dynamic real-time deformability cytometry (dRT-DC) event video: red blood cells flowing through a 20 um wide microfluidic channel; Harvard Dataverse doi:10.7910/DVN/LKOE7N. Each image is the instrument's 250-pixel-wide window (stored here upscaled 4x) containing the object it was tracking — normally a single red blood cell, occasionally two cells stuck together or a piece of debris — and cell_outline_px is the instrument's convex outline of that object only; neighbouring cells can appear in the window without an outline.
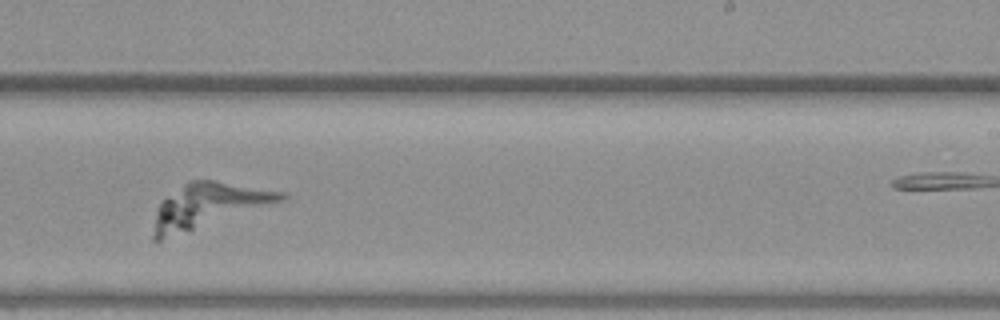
{"species": "common noctule bat (a hibernating species)", "species_latin": "Nyctalus noctula", "temperature_condition": "warm", "stored_images_in_passage": 45, "segment_of_instrument_passage": [2, 2], "camera_frame_rate_fps": 3000, "um_per_image_px": 0.085, "animal": {"sex": "female", "body_mass_g": 19.3, "forearm_length_mm": 54.1}, "frame": {"image": 1, "passage_image": 35, "time_ms": 11.333, "image_size_px": [1000, 320], "cell_outline_px": [[288, 200], [160, 240], [152, 240], [152, 236], [156, 212], [160, 204], [168, 196], [188, 180], [212, 180], [284, 192], [288, 196]], "centroid_in_image_um": [17.74, 17.47], "position_along_channel_um": 271.3, "area_um2": 32.54}}